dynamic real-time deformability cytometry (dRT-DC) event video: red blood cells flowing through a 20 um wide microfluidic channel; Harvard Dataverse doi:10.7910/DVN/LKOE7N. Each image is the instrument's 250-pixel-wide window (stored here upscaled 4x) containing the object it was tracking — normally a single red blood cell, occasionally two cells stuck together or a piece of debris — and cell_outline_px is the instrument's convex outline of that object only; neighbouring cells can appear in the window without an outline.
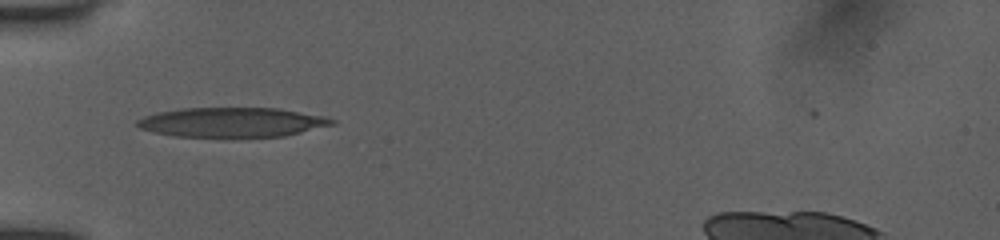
{"species": "human", "species_latin": "Homo sapiens", "temperature_condition": "room temperature", "stored_images_in_passage": 24, "camera_frame_rate_fps": 3000, "um_per_image_px": 0.085, "donor": {"sex": "female"}, "frame": {"image": 1, "passage_image": 1, "time_ms": 0.0, "image_size_px": [1000, 240], "cell_outline_px": [[336, 124], [284, 136], [232, 140], [224, 140], [172, 136], [140, 128], [136, 124], [136, 120], [144, 116], [156, 112], [180, 108], [280, 108], [324, 116], [336, 120]], "centroid_in_image_um": [19.72, 10.44], "position_along_channel_um": 65.3, "area_um2": 35.14}}
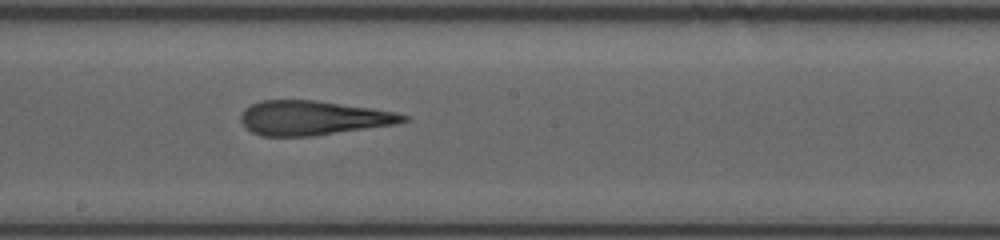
{"frame": {"image": 2, "passage_image": 9, "time_ms": 4.0, "image_size_px": [1000, 240], "cell_outline_px": [[408, 120], [396, 124], [312, 136], [260, 136], [252, 132], [240, 120], [240, 116], [244, 108], [260, 100], [316, 100], [372, 108], [396, 112], [408, 116]], "centroid_in_image_um": [26.59, 10.02], "position_along_channel_um": 221.6, "area_um2": 32.48}}
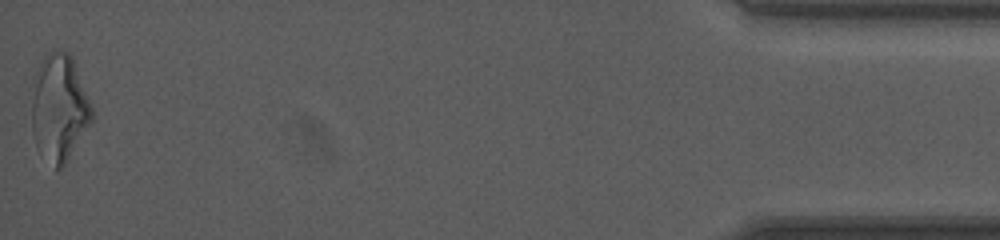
{"frame": {"image": 3, "passage_image": 24, "time_ms": 11.333, "image_size_px": [1000, 240], "cell_outline_px": [[92, 124], [64, 164], [60, 168], [56, 168], [32, 128], [32, 104], [36, 72], [44, 56], [48, 52], [56, 48], [68, 52], [72, 56], [92, 108]], "centroid_in_image_um": [5.09, 9.04], "position_along_channel_um": 430.1, "area_um2": 36.01}, "authors_computed_cell_mechanics": {"area_um2": 32.9171, "velocity_mm_per_s": 3.9907, "shape_relaxation_time_tau1_ms": 6.1916, "shape_relaxation_time_tau2_ms": 1.7762, "deformation_change_tau1": 0.2419, "deformation_change_tau2": 0.1343}}